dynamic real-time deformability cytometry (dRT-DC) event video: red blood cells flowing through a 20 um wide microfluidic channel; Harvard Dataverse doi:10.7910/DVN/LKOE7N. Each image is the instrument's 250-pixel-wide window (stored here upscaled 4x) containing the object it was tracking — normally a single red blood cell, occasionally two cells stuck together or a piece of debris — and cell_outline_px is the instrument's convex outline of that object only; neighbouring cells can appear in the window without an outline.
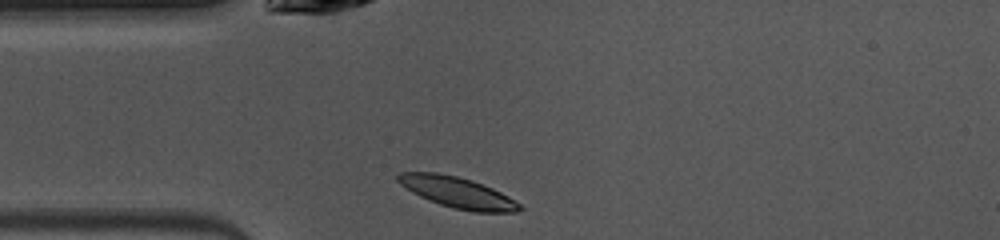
{"species": "common noctule bat (a hibernating species)", "species_latin": "Nyctalus noctula", "temperature_condition": "warm", "stored_images_in_passage": 38, "camera_frame_rate_fps": 3000, "um_per_image_px": 0.085, "animal": {"sex": "female", "body_mass_g": 10.0, "forearm_length_mm": 53.1}, "frame": {"image": 1, "passage_image": 1, "time_ms": 0.0, "image_size_px": [1000, 240], "cell_outline_px": [[524, 208], [516, 212], [472, 212], [452, 208], [428, 200], [412, 192], [400, 184], [396, 180], [396, 176], [400, 172], [436, 172], [456, 176], [472, 180], [492, 188], [508, 196], [520, 204]], "centroid_in_image_um": [38.88, 16.36], "position_along_channel_um": 46.1, "area_um2": 21.91}}
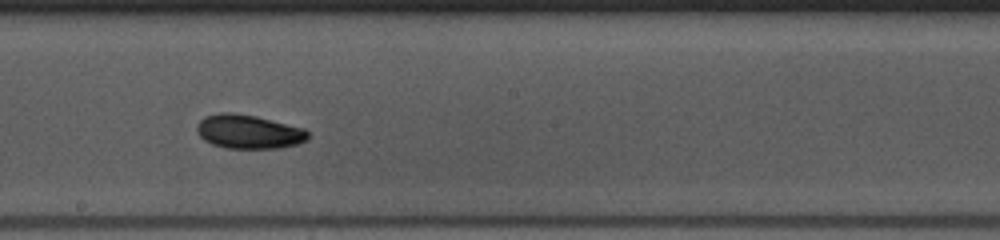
{"frame": {"image": 2, "passage_image": 15, "time_ms": 4.667, "image_size_px": [1000, 240], "cell_outline_px": [[308, 140], [296, 144], [280, 148], [228, 148], [212, 144], [204, 140], [196, 132], [196, 124], [204, 116], [220, 112], [232, 112], [256, 116], [304, 128], [308, 132]], "centroid_in_image_um": [21.11, 11.18], "position_along_channel_um": 227.1, "area_um2": 22.08}}
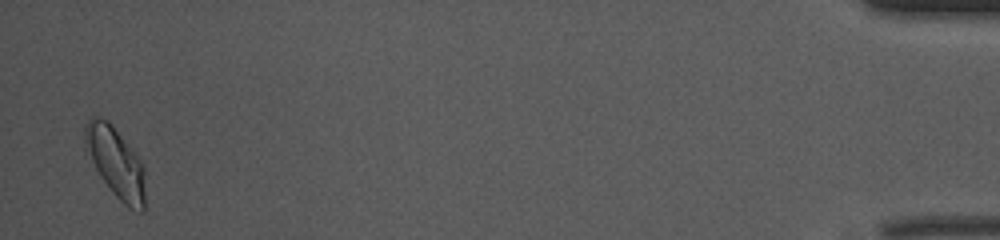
{"frame": {"image": 3, "passage_image": 37, "time_ms": 12.0, "image_size_px": [1000, 240], "cell_outline_px": [[144, 212], [140, 212], [128, 208], [112, 192], [100, 176], [84, 148], [84, 128], [88, 120], [92, 116], [96, 116], [108, 120], [112, 124], [144, 164]], "centroid_in_image_um": [9.82, 13.79], "position_along_channel_um": 425.4, "area_um2": 24.74}, "authors_computed_cell_mechanics": {"area_um2": 21.2993, "velocity_mm_per_s": 4.0226, "shape_relaxation_time_tau1_ms": 2.821, "shape_relaxation_time_tau2_ms": null, "deformation_change_tau1": 0.1064, "deformation_change_tau2": null}}